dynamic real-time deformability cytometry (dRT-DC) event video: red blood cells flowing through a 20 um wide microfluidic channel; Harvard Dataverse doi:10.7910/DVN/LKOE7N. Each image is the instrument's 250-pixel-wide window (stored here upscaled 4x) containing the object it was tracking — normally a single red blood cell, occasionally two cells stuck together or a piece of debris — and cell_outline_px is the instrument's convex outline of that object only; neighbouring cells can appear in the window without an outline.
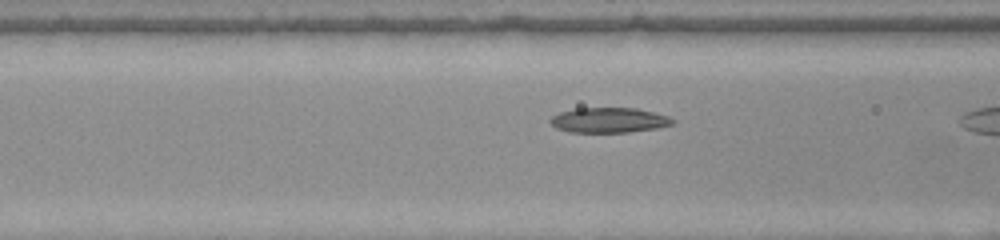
{"species": "common noctule bat (a hibernating species)", "species_latin": "Nyctalus noctula", "temperature_condition": "warm", "stored_images_in_passage": 31, "camera_frame_rate_fps": 3000, "um_per_image_px": 0.085, "animal": {"sex": "female", "body_mass_g": 22.0, "forearm_length_mm": 56.7}, "frame": {"image": 1, "passage_image": 14, "time_ms": 4.333, "image_size_px": [1000, 240], "cell_outline_px": [[676, 120], [672, 124], [656, 128], [628, 132], [568, 132], [556, 128], [548, 120], [552, 116], [560, 112], [576, 108], [636, 108], [668, 116]], "centroid_in_image_um": [51.73, 10.21], "position_along_channel_um": 114.9, "area_um2": 17.8}}